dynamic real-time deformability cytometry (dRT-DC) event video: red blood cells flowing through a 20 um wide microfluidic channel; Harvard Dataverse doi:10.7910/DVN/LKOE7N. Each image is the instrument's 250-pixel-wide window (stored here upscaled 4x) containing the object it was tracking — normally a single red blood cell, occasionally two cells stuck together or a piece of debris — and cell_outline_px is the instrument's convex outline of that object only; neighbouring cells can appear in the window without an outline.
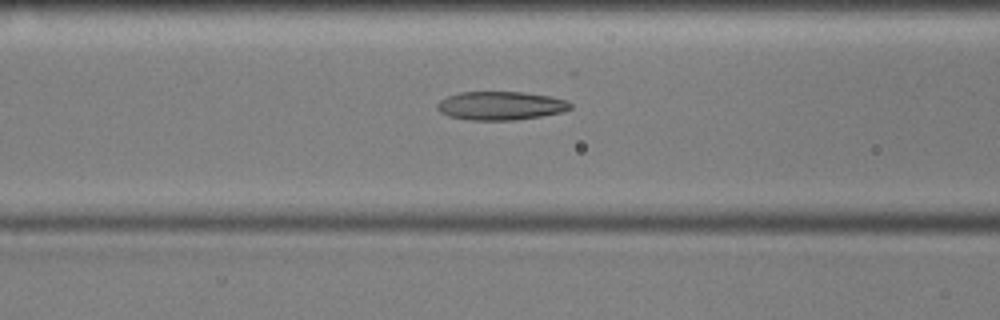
{"species": "common noctule bat (a hibernating species)", "species_latin": "Nyctalus noctula", "temperature_condition": "cold", "stored_images_in_passage": 37, "camera_frame_rate_fps": 3000, "um_per_image_px": 0.085, "animal": {"sex": "male", "body_mass_g": 17.9, "forearm_length_mm": 54.2}, "frame": {"image": 1, "passage_image": 10, "time_ms": 3.0, "image_size_px": [1000, 320], "cell_outline_px": [[572, 108], [564, 112], [540, 116], [512, 120], [472, 120], [448, 116], [440, 112], [436, 108], [436, 104], [440, 100], [448, 96], [460, 92], [524, 92], [548, 96], [568, 100], [572, 104]], "centroid_in_image_um": [42.56, 8.98], "position_along_channel_um": 124.0, "area_um2": 22.2}}
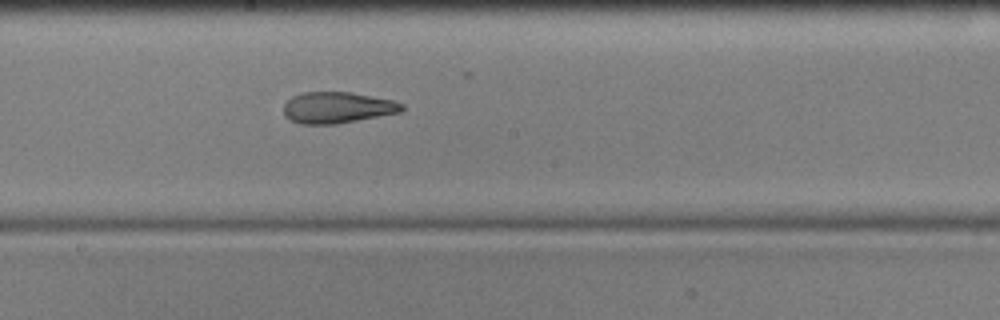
{"frame": {"image": 2, "passage_image": 18, "time_ms": 5.667, "image_size_px": [1000, 320], "cell_outline_px": [[404, 108], [400, 112], [336, 124], [300, 124], [284, 116], [284, 104], [292, 96], [304, 92], [352, 92], [392, 100], [404, 104]], "centroid_in_image_um": [28.66, 9.14], "position_along_channel_um": 219.5, "area_um2": 21.44}}
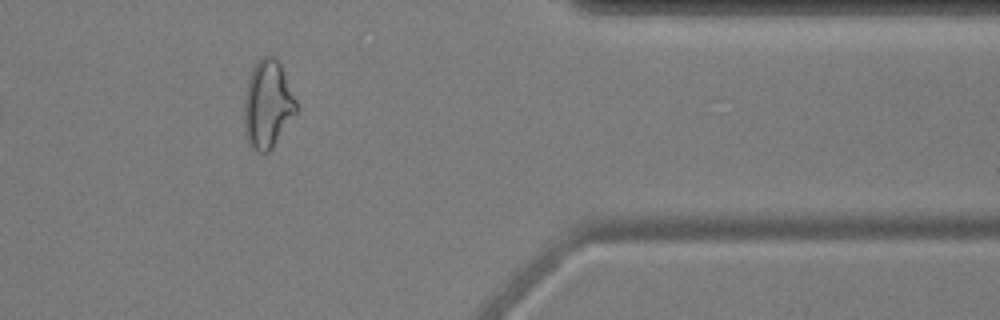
{"frame": {"image": 3, "passage_image": 34, "time_ms": 11.0, "image_size_px": [1000, 320], "cell_outline_px": [[296, 112], [272, 148], [268, 152], [260, 152], [252, 148], [248, 144], [244, 132], [244, 96], [248, 80], [252, 68], [264, 56], [272, 56], [280, 64], [296, 100]], "centroid_in_image_um": [22.72, 8.9], "position_along_channel_um": 388.7, "area_um2": 26.3}, "authors_computed_cell_mechanics": {"area_um2": 22.3686, "velocity_mm_per_s": 3.5782, "shape_relaxation_time_tau1_ms": null, "shape_relaxation_time_tau2_ms": 3.4536, "deformation_change_tau1": null, "deformation_change_tau2": 0.1134}}